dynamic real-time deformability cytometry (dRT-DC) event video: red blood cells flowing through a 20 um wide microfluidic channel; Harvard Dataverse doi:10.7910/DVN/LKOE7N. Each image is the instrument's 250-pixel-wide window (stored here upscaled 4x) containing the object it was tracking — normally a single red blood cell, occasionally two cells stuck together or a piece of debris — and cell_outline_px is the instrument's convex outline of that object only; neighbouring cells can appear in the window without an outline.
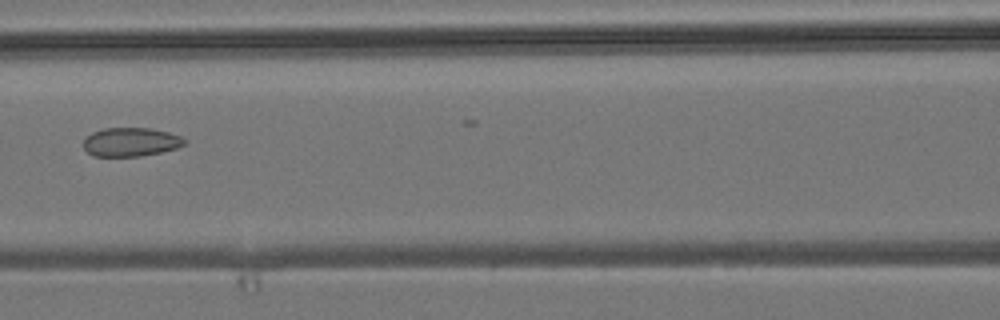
{"species": "common noctule bat (a hibernating species)", "species_latin": "Nyctalus noctula", "temperature_condition": "room temperature", "stored_images_in_passage": 6, "camera_frame_rate_fps": 3000, "um_per_image_px": 0.085, "animal": {"sex": "male", "body_mass_g": 19.2, "forearm_length_mm": 51.8}, "frame": {"image": 1, "passage_image": 6, "time_ms": 6.667, "image_size_px": [1000, 320], "cell_outline_px": [[188, 140], [184, 144], [176, 148], [160, 152], [140, 156], [92, 156], [84, 148], [84, 140], [92, 132], [104, 128], [152, 128], [168, 132], [180, 136]], "centroid_in_image_um": [11.12, 12.06], "position_along_channel_um": 155.5, "area_um2": 16.88}}